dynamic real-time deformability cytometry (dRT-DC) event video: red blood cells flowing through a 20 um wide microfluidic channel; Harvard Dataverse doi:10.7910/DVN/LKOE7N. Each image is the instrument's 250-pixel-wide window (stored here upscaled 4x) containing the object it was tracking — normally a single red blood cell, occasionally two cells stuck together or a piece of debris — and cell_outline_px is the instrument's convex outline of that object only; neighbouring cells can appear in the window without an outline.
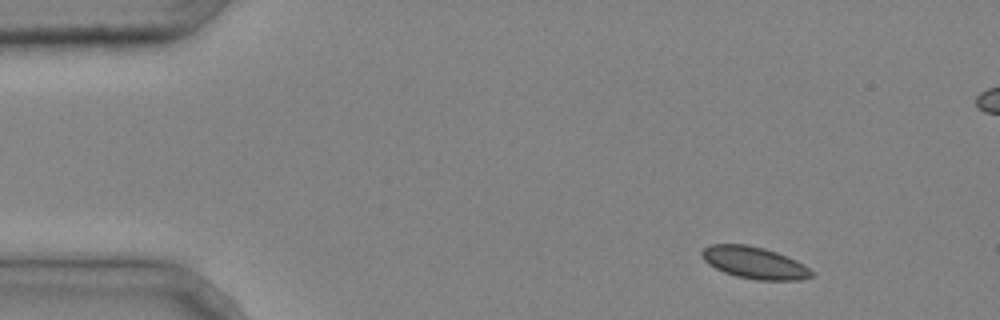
{"species": "common noctule bat (a hibernating species)", "species_latin": "Nyctalus noctula", "temperature_condition": "cold", "stored_images_in_passage": 4, "camera_frame_rate_fps": 3000, "um_per_image_px": 0.085, "animal": {"sex": "male", "body_mass_g": 20.4}, "frame": {"image": 1, "passage_image": 1, "time_ms": 0.0, "image_size_px": [1000, 320], "cell_outline_px": [[812, 276], [800, 280], [756, 280], [736, 276], [724, 272], [708, 264], [704, 260], [700, 252], [704, 248], [712, 244], [748, 244], [764, 248], [788, 256], [804, 264], [812, 272]], "centroid_in_image_um": [64.12, 22.32], "position_along_channel_um": 20.9, "area_um2": 20.4}}